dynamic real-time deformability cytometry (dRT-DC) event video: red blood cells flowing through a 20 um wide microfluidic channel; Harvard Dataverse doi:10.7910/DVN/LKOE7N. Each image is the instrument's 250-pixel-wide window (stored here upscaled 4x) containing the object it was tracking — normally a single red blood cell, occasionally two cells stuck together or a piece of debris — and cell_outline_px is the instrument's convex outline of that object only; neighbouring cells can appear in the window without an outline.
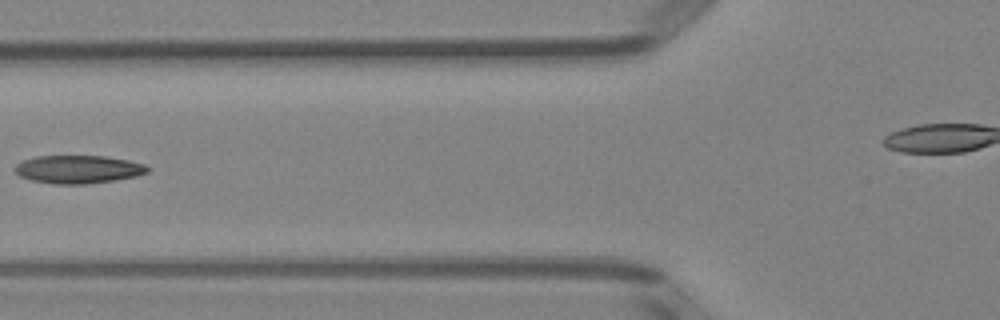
{"species": "Egyptian fruit bat (a non-hibernating species)", "species_latin": "Rousettus aegyptiacus", "temperature_condition": "room temperature", "stored_images_in_passage": 6, "camera_frame_rate_fps": 3000, "um_per_image_px": 0.085, "animal": {"sex": "female"}, "frame": {"image": 1, "passage_image": 5, "time_ms": 5.667, "image_size_px": [1000, 320], "cell_outline_px": [[152, 168], [148, 172], [136, 176], [116, 180], [84, 184], [52, 184], [32, 180], [20, 176], [16, 172], [16, 164], [24, 160], [36, 156], [104, 156], [128, 160], [144, 164]], "centroid_in_image_um": [6.68, 14.39], "position_along_channel_um": 119.1, "area_um2": 21.68}}
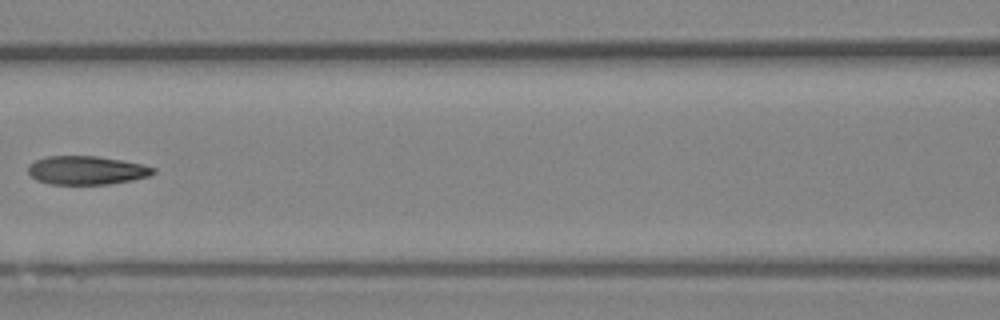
{"frame": {"image": 2, "passage_image": 6, "time_ms": 6.667, "image_size_px": [1000, 320], "cell_outline_px": [[156, 172], [148, 176], [132, 180], [108, 184], [52, 184], [36, 180], [28, 172], [28, 164], [36, 160], [48, 156], [96, 156], [120, 160], [140, 164], [156, 168]], "centroid_in_image_um": [7.34, 14.47], "position_along_channel_um": 159.3, "area_um2": 20.69}}